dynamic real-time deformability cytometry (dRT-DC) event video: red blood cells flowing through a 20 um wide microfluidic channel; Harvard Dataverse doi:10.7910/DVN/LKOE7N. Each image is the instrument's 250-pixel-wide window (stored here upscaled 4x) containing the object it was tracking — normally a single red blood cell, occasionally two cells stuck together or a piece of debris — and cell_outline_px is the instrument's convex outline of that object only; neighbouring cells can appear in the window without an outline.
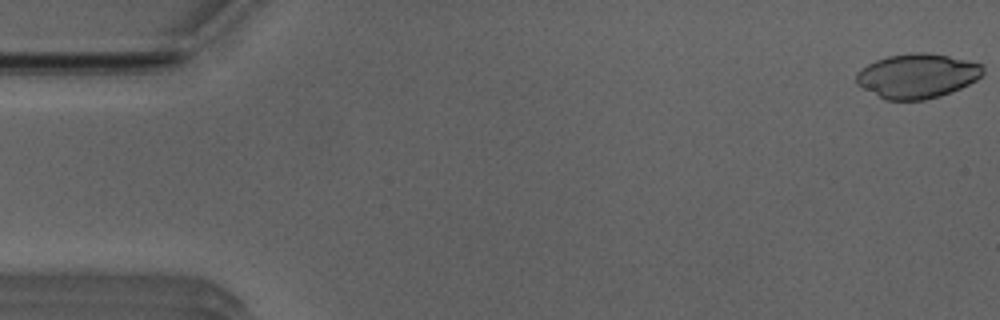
{"species": "Egyptian fruit bat (a non-hibernating species)", "species_latin": "Rousettus aegyptiacus", "temperature_condition": "room temperature", "stored_images_in_passage": 52, "camera_frame_rate_fps": 3000, "um_per_image_px": 0.085, "animal": {"sex": "male"}, "frame": {"image": 1, "passage_image": 1, "time_ms": 0.0, "image_size_px": [1000, 320], "cell_outline_px": [[984, 72], [976, 80], [960, 88], [940, 96], [924, 100], [888, 100], [856, 84], [856, 76], [860, 68], [876, 60], [888, 56], [916, 52], [924, 52], [948, 56], [968, 60], [984, 64]], "centroid_in_image_um": [77.99, 6.44], "position_along_channel_um": 7.0, "area_um2": 32.66}}
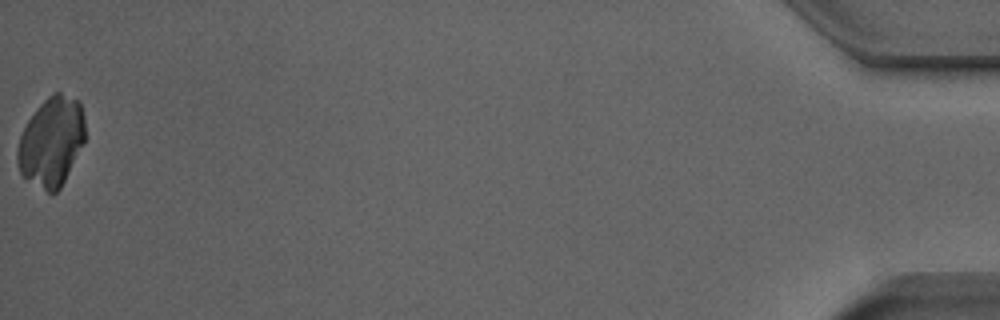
{"frame": {"image": 2, "passage_image": 52, "time_ms": 17.0, "image_size_px": [1000, 320], "cell_outline_px": [[84, 140], [60, 188], [52, 196], [24, 176], [20, 172], [16, 160], [16, 152], [20, 136], [28, 120], [36, 108], [48, 96], [56, 92], [60, 92], [76, 100], [80, 104], [84, 116]], "centroid_in_image_um": [4.35, 12.05], "position_along_channel_um": 430.9, "area_um2": 34.68}}